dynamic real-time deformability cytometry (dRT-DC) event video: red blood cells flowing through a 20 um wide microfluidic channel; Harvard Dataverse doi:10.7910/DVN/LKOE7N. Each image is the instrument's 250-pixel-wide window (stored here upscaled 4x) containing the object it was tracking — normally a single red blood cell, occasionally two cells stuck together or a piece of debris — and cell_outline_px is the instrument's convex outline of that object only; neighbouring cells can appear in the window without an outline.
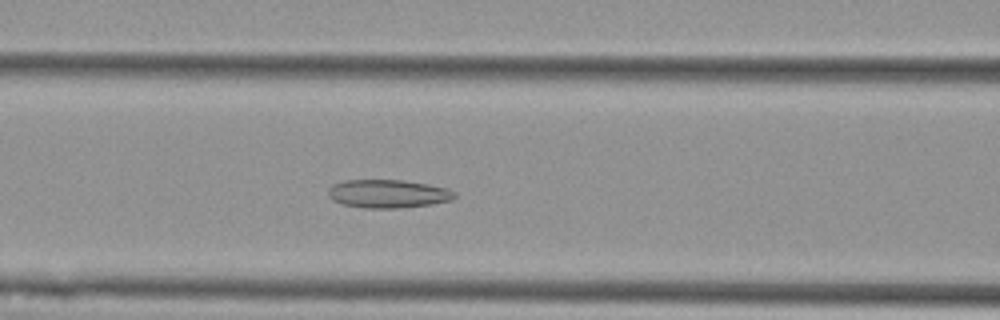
{"species": "Egyptian fruit bat (a non-hibernating species)", "species_latin": "Rousettus aegyptiacus", "temperature_condition": "cold", "stored_images_in_passage": 49, "camera_frame_rate_fps": 3000, "um_per_image_px": 0.085, "animal": {"sex": "female"}, "frame": {"image": 1, "passage_image": 16, "time_ms": 5.0, "image_size_px": [1000, 320], "cell_outline_px": [[456, 196], [452, 200], [432, 204], [400, 208], [364, 208], [344, 204], [332, 200], [328, 196], [328, 188], [332, 184], [344, 180], [404, 180], [448, 188], [456, 192]], "centroid_in_image_um": [32.98, 16.47], "position_along_channel_um": 133.6, "area_um2": 20.98}}
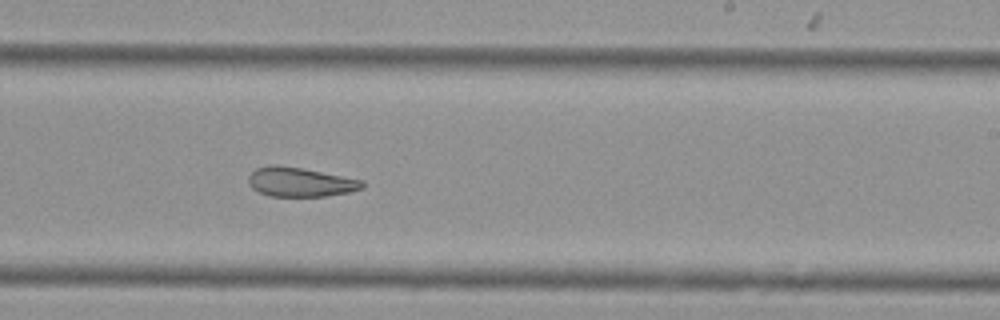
{"frame": {"image": 2, "passage_image": 27, "time_ms": 8.667, "image_size_px": [1000, 320], "cell_outline_px": [[364, 188], [348, 192], [328, 196], [268, 196], [252, 188], [248, 184], [248, 176], [256, 168], [268, 164], [276, 164], [300, 168], [364, 180]], "centroid_in_image_um": [25.49, 15.47], "position_along_channel_um": 263.5, "area_um2": 19.48}}
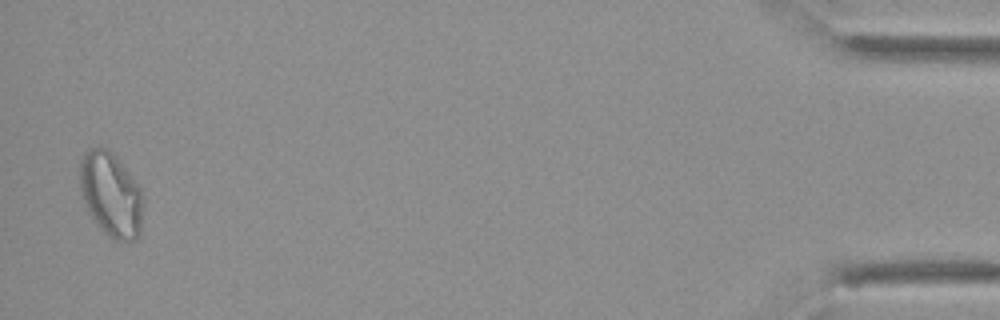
{"frame": {"image": 3, "passage_image": 48, "time_ms": 15.667, "image_size_px": [1000, 320], "cell_outline_px": [[144, 204], [140, 236], [136, 240], [124, 244], [112, 240], [100, 228], [88, 212], [84, 204], [80, 192], [80, 160], [84, 152], [88, 148], [108, 148], [112, 152], [128, 172], [140, 188], [144, 196]], "centroid_in_image_um": [9.45, 16.6], "position_along_channel_um": 425.7, "area_um2": 31.85}, "authors_computed_cell_mechanics": {"area_um2": 23.12, "velocity_mm_per_s": 3.5652, "shape_relaxation_time_tau1_ms": null, "shape_relaxation_time_tau2_ms": 3.861, "deformation_change_tau1": null, "deformation_change_tau2": 0.1036}}